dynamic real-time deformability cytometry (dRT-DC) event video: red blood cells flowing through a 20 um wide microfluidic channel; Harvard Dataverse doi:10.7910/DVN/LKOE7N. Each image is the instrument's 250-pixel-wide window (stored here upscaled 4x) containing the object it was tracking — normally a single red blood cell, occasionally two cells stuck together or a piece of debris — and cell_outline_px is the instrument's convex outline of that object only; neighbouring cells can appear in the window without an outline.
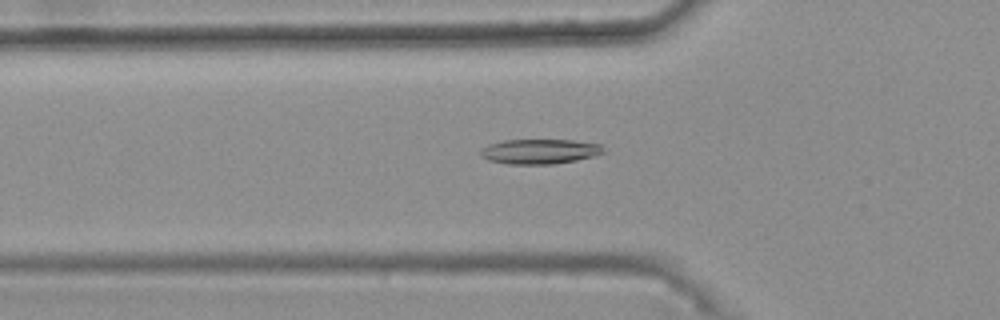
{"species": "common noctule bat (a hibernating species)", "species_latin": "Nyctalus noctula", "temperature_condition": "warm", "stored_images_in_passage": 40, "camera_frame_rate_fps": 3000, "um_per_image_px": 0.085, "animal": {"sex": "female", "body_mass_g": 25.1}, "frame": {"image": 1, "passage_image": 11, "time_ms": 3.333, "image_size_px": [1000, 320], "cell_outline_px": [[604, 152], [592, 156], [576, 160], [552, 164], [504, 164], [488, 160], [480, 156], [480, 152], [488, 144], [504, 140], [572, 140], [600, 144]], "centroid_in_image_um": [45.82, 12.88], "position_along_channel_um": 80.0, "area_um2": 17.69}}
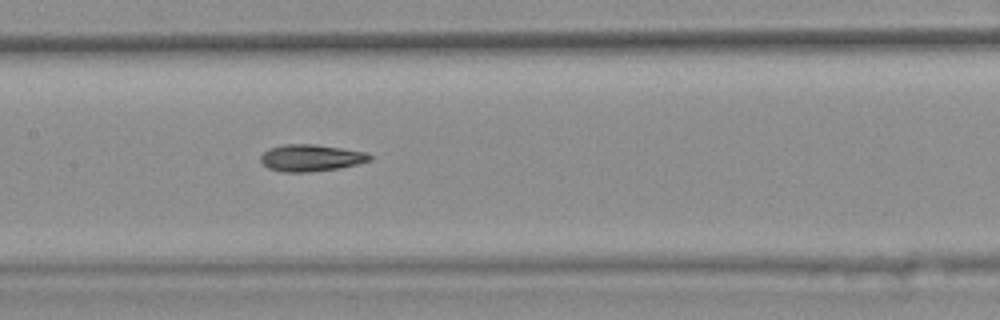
{"frame": {"image": 2, "passage_image": 19, "time_ms": 6.0, "image_size_px": [1000, 320], "cell_outline_px": [[372, 160], [340, 168], [308, 172], [284, 172], [268, 168], [260, 160], [260, 156], [268, 148], [284, 144], [316, 144], [368, 152], [372, 156]], "centroid_in_image_um": [26.44, 13.41], "position_along_channel_um": 181.0, "area_um2": 17.17}}
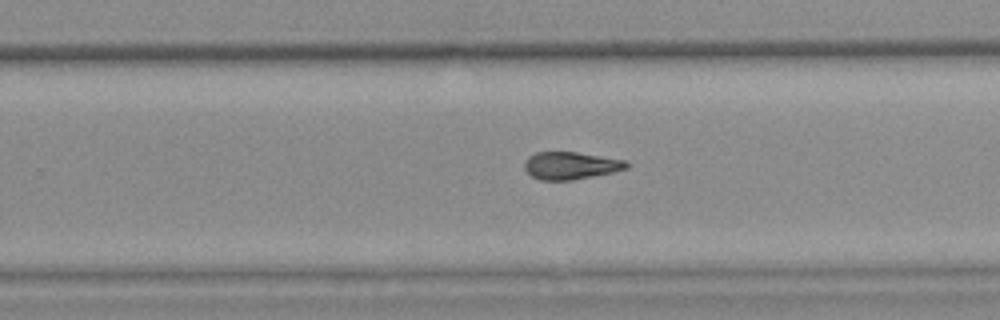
{"frame": {"image": 3, "passage_image": 27, "time_ms": 8.667, "image_size_px": [1000, 320], "cell_outline_px": [[628, 168], [612, 172], [572, 180], [540, 180], [532, 176], [524, 168], [524, 164], [528, 156], [536, 152], [576, 152], [624, 160], [628, 164]], "centroid_in_image_um": [48.47, 14.07], "position_along_channel_um": 281.3, "area_um2": 16.13}, "authors_computed_cell_mechanics": {"area_um2": 16.8776, "velocity_mm_per_s": 3.7692, "shape_relaxation_time_tau1_ms": 9.7429, "shape_relaxation_time_tau2_ms": 5.1432, "deformation_change_tau1": 0.1936, "deformation_change_tau2": 0.1211}}